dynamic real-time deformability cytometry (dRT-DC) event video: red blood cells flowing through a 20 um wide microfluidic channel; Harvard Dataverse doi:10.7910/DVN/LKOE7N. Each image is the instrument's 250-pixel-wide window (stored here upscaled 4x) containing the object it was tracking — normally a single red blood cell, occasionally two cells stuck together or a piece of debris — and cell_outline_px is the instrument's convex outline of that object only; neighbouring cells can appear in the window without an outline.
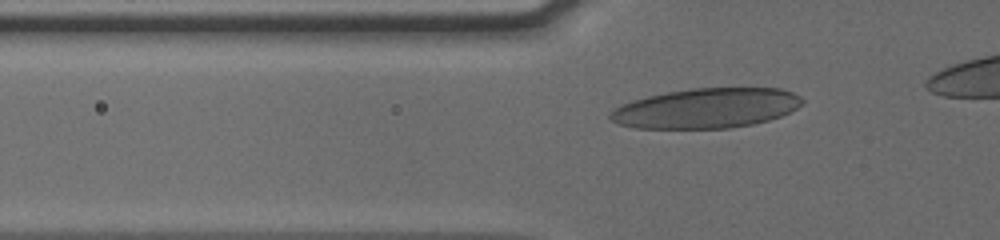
{"species": "human", "species_latin": "Homo sapiens", "temperature_condition": "cold", "stored_images_in_passage": 40, "camera_frame_rate_fps": 3000, "um_per_image_px": 0.085, "donor": {"sex": "male"}, "frame": {"image": 1, "passage_image": 10, "time_ms": 3.0, "image_size_px": [1000, 240], "cell_outline_px": [[804, 104], [780, 116], [768, 120], [752, 124], [728, 128], [636, 128], [620, 124], [612, 120], [608, 116], [616, 108], [632, 100], [648, 96], [668, 92], [692, 88], [780, 88], [792, 92], [800, 96], [804, 100]], "centroid_in_image_um": [60.08, 9.19], "position_along_channel_um": 65.7, "area_um2": 44.33}}
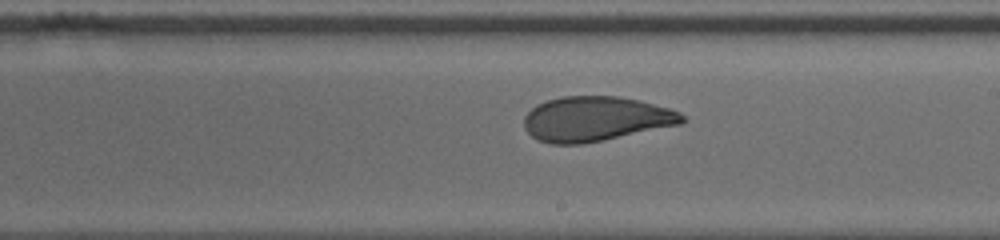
{"frame": {"image": 2, "passage_image": 24, "time_ms": 7.667, "image_size_px": [1000, 240], "cell_outline_px": [[684, 120], [680, 124], [580, 144], [552, 144], [536, 140], [524, 128], [524, 116], [536, 104], [548, 100], [564, 96], [620, 96], [640, 100], [668, 108], [680, 112], [684, 116]], "centroid_in_image_um": [50.59, 10.09], "position_along_channel_um": 238.4, "area_um2": 40.92}}
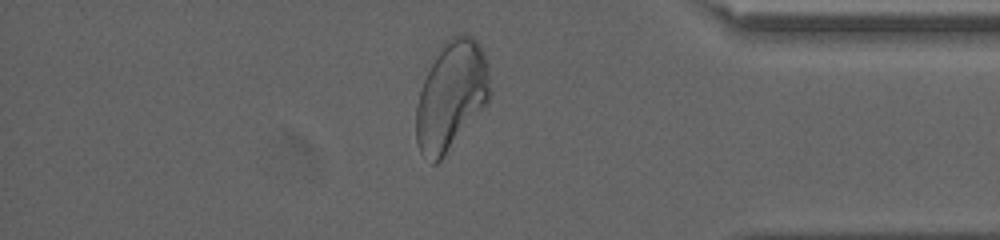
{"frame": {"image": 3, "passage_image": 38, "time_ms": 12.333, "image_size_px": [1000, 240], "cell_outline_px": [[488, 100], [440, 160], [436, 164], [432, 164], [420, 152], [416, 140], [416, 108], [420, 88], [440, 44], [444, 40], [452, 36], [464, 32], [472, 36], [480, 44], [484, 52], [488, 64]], "centroid_in_image_um": [38.32, 8.06], "position_along_channel_um": 396.9, "area_um2": 46.36}}